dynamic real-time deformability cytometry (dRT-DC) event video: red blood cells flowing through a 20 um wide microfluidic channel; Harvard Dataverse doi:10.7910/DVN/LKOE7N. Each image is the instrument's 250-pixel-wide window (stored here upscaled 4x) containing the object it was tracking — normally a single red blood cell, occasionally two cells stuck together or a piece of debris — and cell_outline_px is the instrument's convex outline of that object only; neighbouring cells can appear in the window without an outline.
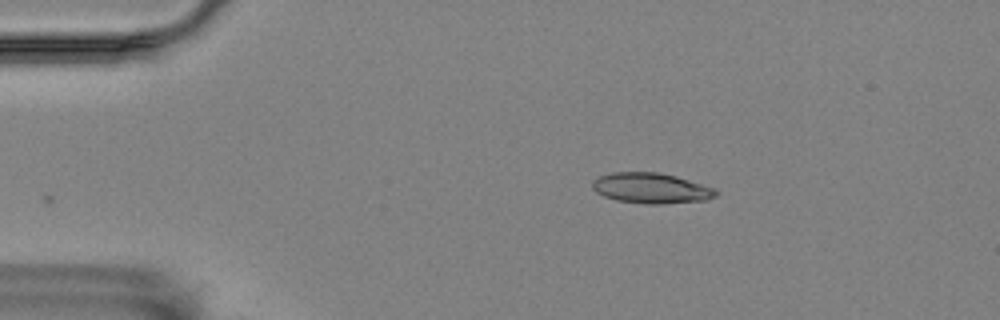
{"species": "Egyptian fruit bat (a non-hibernating species)", "species_latin": "Rousettus aegyptiacus", "temperature_condition": "room temperature", "stored_images_in_passage": 37, "camera_frame_rate_fps": 3000, "um_per_image_px": 0.085, "animal": {"sex": "female"}, "frame": {"image": 1, "passage_image": 1, "time_ms": 0.0, "image_size_px": [1000, 320], "cell_outline_px": [[720, 192], [716, 196], [708, 200], [664, 204], [644, 204], [616, 200], [604, 196], [596, 192], [592, 188], [592, 180], [600, 176], [612, 172], [660, 172], [676, 176], [716, 188]], "centroid_in_image_um": [55.38, 16.0], "position_along_channel_um": 29.6, "area_um2": 22.25}}
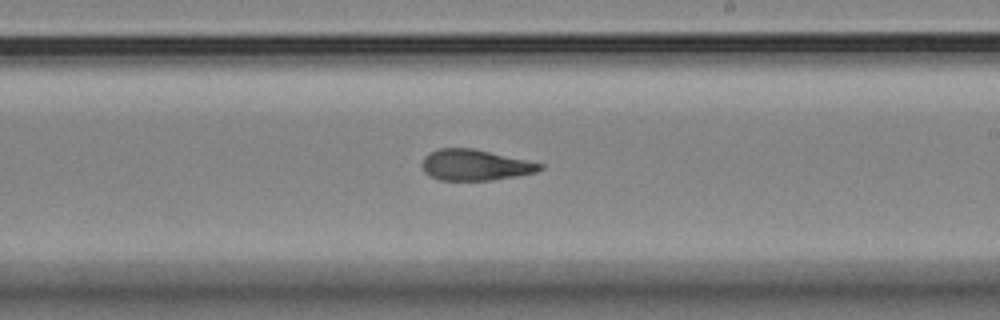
{"frame": {"image": 2, "passage_image": 24, "time_ms": 7.667, "image_size_px": [1000, 320], "cell_outline_px": [[544, 168], [536, 172], [516, 176], [492, 180], [440, 180], [428, 176], [424, 172], [420, 164], [424, 156], [440, 148], [472, 148], [544, 164]], "centroid_in_image_um": [40.35, 14.03], "position_along_channel_um": 248.7, "area_um2": 21.21}}
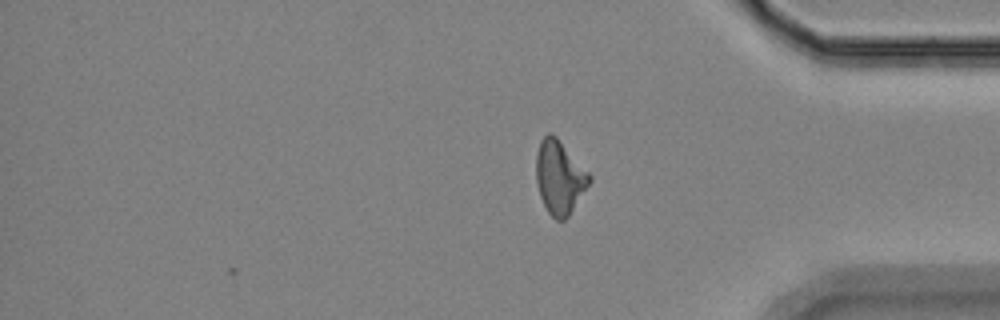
{"frame": {"image": 3, "passage_image": 37, "time_ms": 12.0, "image_size_px": [1000, 320], "cell_outline_px": [[592, 180], [568, 216], [564, 220], [556, 220], [548, 212], [540, 196], [536, 180], [536, 152], [540, 140], [548, 132], [552, 132], [556, 136], [592, 176]], "centroid_in_image_um": [47.55, 15.04], "position_along_channel_um": 387.7, "area_um2": 22.72}, "authors_computed_cell_mechanics": {"area_um2": 21.964, "velocity_mm_per_s": 3.5408, "shape_relaxation_time_tau1_ms": null, "shape_relaxation_time_tau2_ms": 2.8214, "deformation_change_tau1": null, "deformation_change_tau2": 0.1052}}